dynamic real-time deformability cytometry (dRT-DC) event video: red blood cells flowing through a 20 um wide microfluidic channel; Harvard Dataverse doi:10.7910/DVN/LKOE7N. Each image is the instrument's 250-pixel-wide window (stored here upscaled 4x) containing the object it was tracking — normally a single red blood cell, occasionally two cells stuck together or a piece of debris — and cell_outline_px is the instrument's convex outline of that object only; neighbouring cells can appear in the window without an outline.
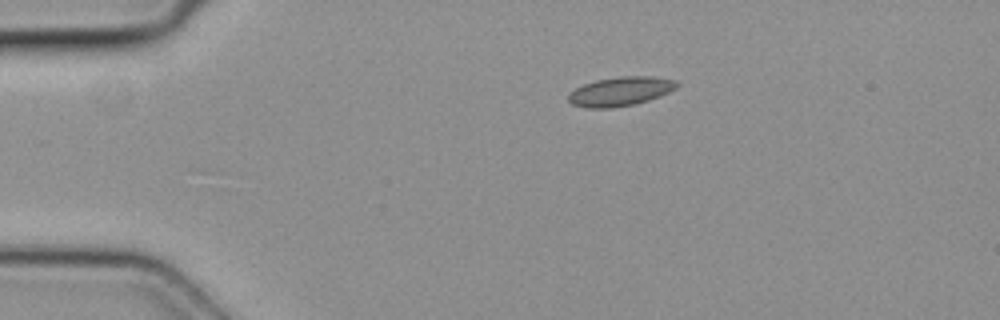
{"species": "common noctule bat (a hibernating species)", "species_latin": "Nyctalus noctula", "temperature_condition": "cold", "stored_images_in_passage": 3, "camera_frame_rate_fps": 3000, "um_per_image_px": 0.085, "animal": {"sex": "female", "body_mass_g": 19.3, "forearm_length_mm": 54.1}, "frame": {"image": 1, "passage_image": 3, "time_ms": 0.667, "image_size_px": [1000, 320], "cell_outline_px": [[680, 84], [676, 88], [660, 96], [648, 100], [632, 104], [612, 108], [588, 108], [572, 104], [568, 100], [568, 96], [576, 88], [584, 84], [596, 80], [620, 76], [652, 76], [676, 80]], "centroid_in_image_um": [52.76, 7.76], "position_along_channel_um": 32.2, "area_um2": 18.26}}